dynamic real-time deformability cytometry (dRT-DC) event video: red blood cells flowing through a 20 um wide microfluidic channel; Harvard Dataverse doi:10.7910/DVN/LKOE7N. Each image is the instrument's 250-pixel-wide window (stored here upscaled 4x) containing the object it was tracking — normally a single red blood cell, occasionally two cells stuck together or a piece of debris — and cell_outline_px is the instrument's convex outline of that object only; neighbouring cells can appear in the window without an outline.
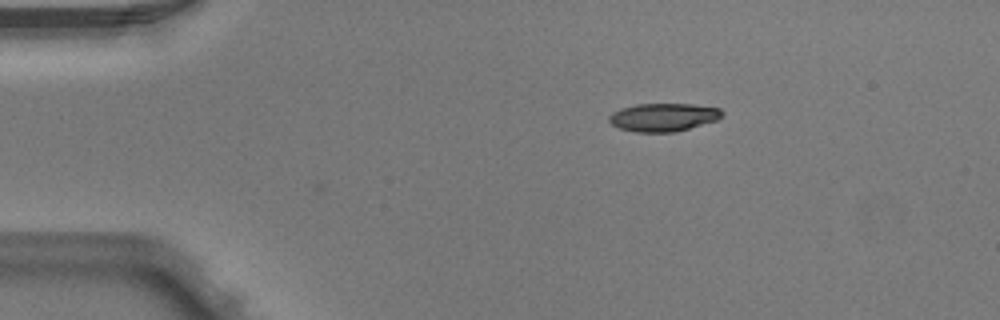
{"species": "Egyptian fruit bat (a non-hibernating species)", "species_latin": "Rousettus aegyptiacus", "temperature_condition": "warm", "stored_images_in_passage": 2, "camera_frame_rate_fps": 3000, "um_per_image_px": 0.085, "animal": {"sex": "male"}, "frame": {"image": 1, "passage_image": 2, "time_ms": 0.333, "image_size_px": [1000, 320], "cell_outline_px": [[724, 112], [716, 120], [676, 132], [636, 132], [620, 128], [612, 124], [608, 120], [608, 116], [612, 112], [620, 108], [636, 104], [692, 104], [720, 108]], "centroid_in_image_um": [56.36, 9.96], "position_along_channel_um": 28.6, "area_um2": 18.5}}